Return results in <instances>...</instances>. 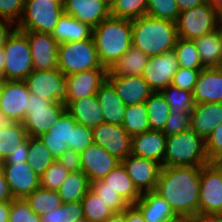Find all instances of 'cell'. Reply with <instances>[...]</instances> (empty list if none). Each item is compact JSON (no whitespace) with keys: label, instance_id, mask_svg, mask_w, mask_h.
Returning <instances> with one entry per match:
<instances>
[{"label":"cell","instance_id":"cell-59","mask_svg":"<svg viewBox=\"0 0 222 222\" xmlns=\"http://www.w3.org/2000/svg\"><path fill=\"white\" fill-rule=\"evenodd\" d=\"M180 13L205 3L207 0H175Z\"/></svg>","mask_w":222,"mask_h":222},{"label":"cell","instance_id":"cell-62","mask_svg":"<svg viewBox=\"0 0 222 222\" xmlns=\"http://www.w3.org/2000/svg\"><path fill=\"white\" fill-rule=\"evenodd\" d=\"M105 222H125V209L120 213H114Z\"/></svg>","mask_w":222,"mask_h":222},{"label":"cell","instance_id":"cell-63","mask_svg":"<svg viewBox=\"0 0 222 222\" xmlns=\"http://www.w3.org/2000/svg\"><path fill=\"white\" fill-rule=\"evenodd\" d=\"M4 64H5V54L3 47L0 48V77L3 79V71H4Z\"/></svg>","mask_w":222,"mask_h":222},{"label":"cell","instance_id":"cell-64","mask_svg":"<svg viewBox=\"0 0 222 222\" xmlns=\"http://www.w3.org/2000/svg\"><path fill=\"white\" fill-rule=\"evenodd\" d=\"M211 2L217 15H222V0H212Z\"/></svg>","mask_w":222,"mask_h":222},{"label":"cell","instance_id":"cell-13","mask_svg":"<svg viewBox=\"0 0 222 222\" xmlns=\"http://www.w3.org/2000/svg\"><path fill=\"white\" fill-rule=\"evenodd\" d=\"M93 142L121 161L132 152V137L122 125L99 124L92 129Z\"/></svg>","mask_w":222,"mask_h":222},{"label":"cell","instance_id":"cell-3","mask_svg":"<svg viewBox=\"0 0 222 222\" xmlns=\"http://www.w3.org/2000/svg\"><path fill=\"white\" fill-rule=\"evenodd\" d=\"M177 39L175 22L147 15L132 20V46L148 57L173 50Z\"/></svg>","mask_w":222,"mask_h":222},{"label":"cell","instance_id":"cell-41","mask_svg":"<svg viewBox=\"0 0 222 222\" xmlns=\"http://www.w3.org/2000/svg\"><path fill=\"white\" fill-rule=\"evenodd\" d=\"M28 137L23 123L15 122L8 128L0 130V163L16 149V146Z\"/></svg>","mask_w":222,"mask_h":222},{"label":"cell","instance_id":"cell-48","mask_svg":"<svg viewBox=\"0 0 222 222\" xmlns=\"http://www.w3.org/2000/svg\"><path fill=\"white\" fill-rule=\"evenodd\" d=\"M191 112L169 114L162 132L166 136L177 135L190 129Z\"/></svg>","mask_w":222,"mask_h":222},{"label":"cell","instance_id":"cell-9","mask_svg":"<svg viewBox=\"0 0 222 222\" xmlns=\"http://www.w3.org/2000/svg\"><path fill=\"white\" fill-rule=\"evenodd\" d=\"M65 111L66 105L64 103L52 102L30 93L26 116L22 122L28 136L39 137L46 133Z\"/></svg>","mask_w":222,"mask_h":222},{"label":"cell","instance_id":"cell-18","mask_svg":"<svg viewBox=\"0 0 222 222\" xmlns=\"http://www.w3.org/2000/svg\"><path fill=\"white\" fill-rule=\"evenodd\" d=\"M81 171L90 183L103 179L111 170L121 163L116 156L110 155L102 146L92 143L80 153Z\"/></svg>","mask_w":222,"mask_h":222},{"label":"cell","instance_id":"cell-56","mask_svg":"<svg viewBox=\"0 0 222 222\" xmlns=\"http://www.w3.org/2000/svg\"><path fill=\"white\" fill-rule=\"evenodd\" d=\"M15 29L16 25L14 23L9 20L0 18V48L5 45L8 37Z\"/></svg>","mask_w":222,"mask_h":222},{"label":"cell","instance_id":"cell-32","mask_svg":"<svg viewBox=\"0 0 222 222\" xmlns=\"http://www.w3.org/2000/svg\"><path fill=\"white\" fill-rule=\"evenodd\" d=\"M148 58L140 49L131 46L109 71L115 76H140Z\"/></svg>","mask_w":222,"mask_h":222},{"label":"cell","instance_id":"cell-8","mask_svg":"<svg viewBox=\"0 0 222 222\" xmlns=\"http://www.w3.org/2000/svg\"><path fill=\"white\" fill-rule=\"evenodd\" d=\"M175 24L178 38L195 40L218 29V17L212 2L207 0L195 8L181 12Z\"/></svg>","mask_w":222,"mask_h":222},{"label":"cell","instance_id":"cell-5","mask_svg":"<svg viewBox=\"0 0 222 222\" xmlns=\"http://www.w3.org/2000/svg\"><path fill=\"white\" fill-rule=\"evenodd\" d=\"M58 69L71 75L93 69H107L99 61L93 37L58 45Z\"/></svg>","mask_w":222,"mask_h":222},{"label":"cell","instance_id":"cell-1","mask_svg":"<svg viewBox=\"0 0 222 222\" xmlns=\"http://www.w3.org/2000/svg\"><path fill=\"white\" fill-rule=\"evenodd\" d=\"M200 177L201 167H162L155 192L185 219L199 212Z\"/></svg>","mask_w":222,"mask_h":222},{"label":"cell","instance_id":"cell-47","mask_svg":"<svg viewBox=\"0 0 222 222\" xmlns=\"http://www.w3.org/2000/svg\"><path fill=\"white\" fill-rule=\"evenodd\" d=\"M9 222H41V216L31 210L24 198H13L10 201Z\"/></svg>","mask_w":222,"mask_h":222},{"label":"cell","instance_id":"cell-12","mask_svg":"<svg viewBox=\"0 0 222 222\" xmlns=\"http://www.w3.org/2000/svg\"><path fill=\"white\" fill-rule=\"evenodd\" d=\"M199 212L222 214V172L212 162L201 167Z\"/></svg>","mask_w":222,"mask_h":222},{"label":"cell","instance_id":"cell-24","mask_svg":"<svg viewBox=\"0 0 222 222\" xmlns=\"http://www.w3.org/2000/svg\"><path fill=\"white\" fill-rule=\"evenodd\" d=\"M166 135L162 131L149 130L132 137L131 154L159 163L163 167Z\"/></svg>","mask_w":222,"mask_h":222},{"label":"cell","instance_id":"cell-65","mask_svg":"<svg viewBox=\"0 0 222 222\" xmlns=\"http://www.w3.org/2000/svg\"><path fill=\"white\" fill-rule=\"evenodd\" d=\"M212 163L222 172V154L216 157Z\"/></svg>","mask_w":222,"mask_h":222},{"label":"cell","instance_id":"cell-50","mask_svg":"<svg viewBox=\"0 0 222 222\" xmlns=\"http://www.w3.org/2000/svg\"><path fill=\"white\" fill-rule=\"evenodd\" d=\"M24 4L25 0H0V18L17 25L22 17Z\"/></svg>","mask_w":222,"mask_h":222},{"label":"cell","instance_id":"cell-68","mask_svg":"<svg viewBox=\"0 0 222 222\" xmlns=\"http://www.w3.org/2000/svg\"><path fill=\"white\" fill-rule=\"evenodd\" d=\"M163 222H184V219L181 217L175 218V219H171V220H166Z\"/></svg>","mask_w":222,"mask_h":222},{"label":"cell","instance_id":"cell-36","mask_svg":"<svg viewBox=\"0 0 222 222\" xmlns=\"http://www.w3.org/2000/svg\"><path fill=\"white\" fill-rule=\"evenodd\" d=\"M36 215H42L62 205L58 191L38 187L24 198Z\"/></svg>","mask_w":222,"mask_h":222},{"label":"cell","instance_id":"cell-51","mask_svg":"<svg viewBox=\"0 0 222 222\" xmlns=\"http://www.w3.org/2000/svg\"><path fill=\"white\" fill-rule=\"evenodd\" d=\"M200 71L179 67L173 76L171 85L181 90L193 92Z\"/></svg>","mask_w":222,"mask_h":222},{"label":"cell","instance_id":"cell-49","mask_svg":"<svg viewBox=\"0 0 222 222\" xmlns=\"http://www.w3.org/2000/svg\"><path fill=\"white\" fill-rule=\"evenodd\" d=\"M93 143L92 129L77 123L72 130L71 150L81 153Z\"/></svg>","mask_w":222,"mask_h":222},{"label":"cell","instance_id":"cell-66","mask_svg":"<svg viewBox=\"0 0 222 222\" xmlns=\"http://www.w3.org/2000/svg\"><path fill=\"white\" fill-rule=\"evenodd\" d=\"M217 17H218V29L222 33V15H217Z\"/></svg>","mask_w":222,"mask_h":222},{"label":"cell","instance_id":"cell-53","mask_svg":"<svg viewBox=\"0 0 222 222\" xmlns=\"http://www.w3.org/2000/svg\"><path fill=\"white\" fill-rule=\"evenodd\" d=\"M58 161L69 171L79 172L81 171V156L79 152L71 149H67L58 158Z\"/></svg>","mask_w":222,"mask_h":222},{"label":"cell","instance_id":"cell-2","mask_svg":"<svg viewBox=\"0 0 222 222\" xmlns=\"http://www.w3.org/2000/svg\"><path fill=\"white\" fill-rule=\"evenodd\" d=\"M101 65L108 70L132 46V20L109 16L92 29Z\"/></svg>","mask_w":222,"mask_h":222},{"label":"cell","instance_id":"cell-15","mask_svg":"<svg viewBox=\"0 0 222 222\" xmlns=\"http://www.w3.org/2000/svg\"><path fill=\"white\" fill-rule=\"evenodd\" d=\"M27 35L33 61V70L48 71L58 68L59 43L51 34L22 31Z\"/></svg>","mask_w":222,"mask_h":222},{"label":"cell","instance_id":"cell-37","mask_svg":"<svg viewBox=\"0 0 222 222\" xmlns=\"http://www.w3.org/2000/svg\"><path fill=\"white\" fill-rule=\"evenodd\" d=\"M83 217L87 222H105L115 212L101 197L89 189L81 200Z\"/></svg>","mask_w":222,"mask_h":222},{"label":"cell","instance_id":"cell-38","mask_svg":"<svg viewBox=\"0 0 222 222\" xmlns=\"http://www.w3.org/2000/svg\"><path fill=\"white\" fill-rule=\"evenodd\" d=\"M55 159L39 137L29 136V149L26 161L34 172L41 176Z\"/></svg>","mask_w":222,"mask_h":222},{"label":"cell","instance_id":"cell-45","mask_svg":"<svg viewBox=\"0 0 222 222\" xmlns=\"http://www.w3.org/2000/svg\"><path fill=\"white\" fill-rule=\"evenodd\" d=\"M179 14L180 11L175 0H147V16L176 22Z\"/></svg>","mask_w":222,"mask_h":222},{"label":"cell","instance_id":"cell-16","mask_svg":"<svg viewBox=\"0 0 222 222\" xmlns=\"http://www.w3.org/2000/svg\"><path fill=\"white\" fill-rule=\"evenodd\" d=\"M13 198H25L40 187V176L27 161L17 164H0Z\"/></svg>","mask_w":222,"mask_h":222},{"label":"cell","instance_id":"cell-46","mask_svg":"<svg viewBox=\"0 0 222 222\" xmlns=\"http://www.w3.org/2000/svg\"><path fill=\"white\" fill-rule=\"evenodd\" d=\"M69 173L58 159L54 160L48 169L40 176V187L57 191Z\"/></svg>","mask_w":222,"mask_h":222},{"label":"cell","instance_id":"cell-67","mask_svg":"<svg viewBox=\"0 0 222 222\" xmlns=\"http://www.w3.org/2000/svg\"><path fill=\"white\" fill-rule=\"evenodd\" d=\"M109 8L115 3V0H102Z\"/></svg>","mask_w":222,"mask_h":222},{"label":"cell","instance_id":"cell-19","mask_svg":"<svg viewBox=\"0 0 222 222\" xmlns=\"http://www.w3.org/2000/svg\"><path fill=\"white\" fill-rule=\"evenodd\" d=\"M108 69H93L65 76L67 82V106L71 101L94 96L107 80Z\"/></svg>","mask_w":222,"mask_h":222},{"label":"cell","instance_id":"cell-60","mask_svg":"<svg viewBox=\"0 0 222 222\" xmlns=\"http://www.w3.org/2000/svg\"><path fill=\"white\" fill-rule=\"evenodd\" d=\"M10 201L0 203V222H9Z\"/></svg>","mask_w":222,"mask_h":222},{"label":"cell","instance_id":"cell-70","mask_svg":"<svg viewBox=\"0 0 222 222\" xmlns=\"http://www.w3.org/2000/svg\"><path fill=\"white\" fill-rule=\"evenodd\" d=\"M2 82H3V79L0 77V91H1Z\"/></svg>","mask_w":222,"mask_h":222},{"label":"cell","instance_id":"cell-69","mask_svg":"<svg viewBox=\"0 0 222 222\" xmlns=\"http://www.w3.org/2000/svg\"><path fill=\"white\" fill-rule=\"evenodd\" d=\"M219 68L222 69V52H221V57H220V64H219Z\"/></svg>","mask_w":222,"mask_h":222},{"label":"cell","instance_id":"cell-33","mask_svg":"<svg viewBox=\"0 0 222 222\" xmlns=\"http://www.w3.org/2000/svg\"><path fill=\"white\" fill-rule=\"evenodd\" d=\"M90 189V181L82 171L70 172L57 190L62 203L81 201Z\"/></svg>","mask_w":222,"mask_h":222},{"label":"cell","instance_id":"cell-57","mask_svg":"<svg viewBox=\"0 0 222 222\" xmlns=\"http://www.w3.org/2000/svg\"><path fill=\"white\" fill-rule=\"evenodd\" d=\"M125 222H146L141 211L134 205L130 204L125 208Z\"/></svg>","mask_w":222,"mask_h":222},{"label":"cell","instance_id":"cell-39","mask_svg":"<svg viewBox=\"0 0 222 222\" xmlns=\"http://www.w3.org/2000/svg\"><path fill=\"white\" fill-rule=\"evenodd\" d=\"M173 50L179 67L194 70L204 69L194 40L178 38Z\"/></svg>","mask_w":222,"mask_h":222},{"label":"cell","instance_id":"cell-25","mask_svg":"<svg viewBox=\"0 0 222 222\" xmlns=\"http://www.w3.org/2000/svg\"><path fill=\"white\" fill-rule=\"evenodd\" d=\"M222 123V103H196L191 111L190 128L204 140Z\"/></svg>","mask_w":222,"mask_h":222},{"label":"cell","instance_id":"cell-22","mask_svg":"<svg viewBox=\"0 0 222 222\" xmlns=\"http://www.w3.org/2000/svg\"><path fill=\"white\" fill-rule=\"evenodd\" d=\"M64 13L94 28L110 16V8L102 0H64Z\"/></svg>","mask_w":222,"mask_h":222},{"label":"cell","instance_id":"cell-71","mask_svg":"<svg viewBox=\"0 0 222 222\" xmlns=\"http://www.w3.org/2000/svg\"><path fill=\"white\" fill-rule=\"evenodd\" d=\"M57 1L61 2L62 4H64V0H57Z\"/></svg>","mask_w":222,"mask_h":222},{"label":"cell","instance_id":"cell-42","mask_svg":"<svg viewBox=\"0 0 222 222\" xmlns=\"http://www.w3.org/2000/svg\"><path fill=\"white\" fill-rule=\"evenodd\" d=\"M83 219L81 201L63 203L52 211L41 215V222H77Z\"/></svg>","mask_w":222,"mask_h":222},{"label":"cell","instance_id":"cell-14","mask_svg":"<svg viewBox=\"0 0 222 222\" xmlns=\"http://www.w3.org/2000/svg\"><path fill=\"white\" fill-rule=\"evenodd\" d=\"M29 90L24 81L3 80L0 110L14 122L22 123L29 103Z\"/></svg>","mask_w":222,"mask_h":222},{"label":"cell","instance_id":"cell-10","mask_svg":"<svg viewBox=\"0 0 222 222\" xmlns=\"http://www.w3.org/2000/svg\"><path fill=\"white\" fill-rule=\"evenodd\" d=\"M23 81L32 94L52 102H67L66 78L58 68L48 71L33 70Z\"/></svg>","mask_w":222,"mask_h":222},{"label":"cell","instance_id":"cell-58","mask_svg":"<svg viewBox=\"0 0 222 222\" xmlns=\"http://www.w3.org/2000/svg\"><path fill=\"white\" fill-rule=\"evenodd\" d=\"M12 200L13 197L9 191L8 183L0 166V203Z\"/></svg>","mask_w":222,"mask_h":222},{"label":"cell","instance_id":"cell-52","mask_svg":"<svg viewBox=\"0 0 222 222\" xmlns=\"http://www.w3.org/2000/svg\"><path fill=\"white\" fill-rule=\"evenodd\" d=\"M205 151L210 162L222 154V123L205 139Z\"/></svg>","mask_w":222,"mask_h":222},{"label":"cell","instance_id":"cell-26","mask_svg":"<svg viewBox=\"0 0 222 222\" xmlns=\"http://www.w3.org/2000/svg\"><path fill=\"white\" fill-rule=\"evenodd\" d=\"M96 97L101 106L104 123L122 125L126 106L108 80L98 89Z\"/></svg>","mask_w":222,"mask_h":222},{"label":"cell","instance_id":"cell-7","mask_svg":"<svg viewBox=\"0 0 222 222\" xmlns=\"http://www.w3.org/2000/svg\"><path fill=\"white\" fill-rule=\"evenodd\" d=\"M5 64L3 80L23 81L33 71V61L27 35L15 29L3 46Z\"/></svg>","mask_w":222,"mask_h":222},{"label":"cell","instance_id":"cell-27","mask_svg":"<svg viewBox=\"0 0 222 222\" xmlns=\"http://www.w3.org/2000/svg\"><path fill=\"white\" fill-rule=\"evenodd\" d=\"M66 111L77 123L90 129L104 123L101 106L96 95L71 101L66 106Z\"/></svg>","mask_w":222,"mask_h":222},{"label":"cell","instance_id":"cell-11","mask_svg":"<svg viewBox=\"0 0 222 222\" xmlns=\"http://www.w3.org/2000/svg\"><path fill=\"white\" fill-rule=\"evenodd\" d=\"M179 69L174 50L151 56L143 69L142 77L153 92H161L172 84L173 76Z\"/></svg>","mask_w":222,"mask_h":222},{"label":"cell","instance_id":"cell-61","mask_svg":"<svg viewBox=\"0 0 222 222\" xmlns=\"http://www.w3.org/2000/svg\"><path fill=\"white\" fill-rule=\"evenodd\" d=\"M15 122L7 117L3 111L0 110V130L5 129L13 125Z\"/></svg>","mask_w":222,"mask_h":222},{"label":"cell","instance_id":"cell-72","mask_svg":"<svg viewBox=\"0 0 222 222\" xmlns=\"http://www.w3.org/2000/svg\"><path fill=\"white\" fill-rule=\"evenodd\" d=\"M77 222H87V221L83 219V220H80V221H77Z\"/></svg>","mask_w":222,"mask_h":222},{"label":"cell","instance_id":"cell-4","mask_svg":"<svg viewBox=\"0 0 222 222\" xmlns=\"http://www.w3.org/2000/svg\"><path fill=\"white\" fill-rule=\"evenodd\" d=\"M210 161L205 151V140L191 128L166 137L163 167H202Z\"/></svg>","mask_w":222,"mask_h":222},{"label":"cell","instance_id":"cell-21","mask_svg":"<svg viewBox=\"0 0 222 222\" xmlns=\"http://www.w3.org/2000/svg\"><path fill=\"white\" fill-rule=\"evenodd\" d=\"M107 80L113 85L125 106L145 103L153 92L140 76H115L108 70Z\"/></svg>","mask_w":222,"mask_h":222},{"label":"cell","instance_id":"cell-6","mask_svg":"<svg viewBox=\"0 0 222 222\" xmlns=\"http://www.w3.org/2000/svg\"><path fill=\"white\" fill-rule=\"evenodd\" d=\"M63 13V4L57 0H25L16 29L51 34Z\"/></svg>","mask_w":222,"mask_h":222},{"label":"cell","instance_id":"cell-17","mask_svg":"<svg viewBox=\"0 0 222 222\" xmlns=\"http://www.w3.org/2000/svg\"><path fill=\"white\" fill-rule=\"evenodd\" d=\"M137 190L142 194L155 191L162 166L132 154L121 161Z\"/></svg>","mask_w":222,"mask_h":222},{"label":"cell","instance_id":"cell-35","mask_svg":"<svg viewBox=\"0 0 222 222\" xmlns=\"http://www.w3.org/2000/svg\"><path fill=\"white\" fill-rule=\"evenodd\" d=\"M122 127L131 136L150 130L145 103L126 106Z\"/></svg>","mask_w":222,"mask_h":222},{"label":"cell","instance_id":"cell-29","mask_svg":"<svg viewBox=\"0 0 222 222\" xmlns=\"http://www.w3.org/2000/svg\"><path fill=\"white\" fill-rule=\"evenodd\" d=\"M92 29L88 24L63 13L51 35L59 44L76 42L91 38Z\"/></svg>","mask_w":222,"mask_h":222},{"label":"cell","instance_id":"cell-28","mask_svg":"<svg viewBox=\"0 0 222 222\" xmlns=\"http://www.w3.org/2000/svg\"><path fill=\"white\" fill-rule=\"evenodd\" d=\"M134 205L141 211L146 222H163L178 218L169 203L155 191L142 193Z\"/></svg>","mask_w":222,"mask_h":222},{"label":"cell","instance_id":"cell-55","mask_svg":"<svg viewBox=\"0 0 222 222\" xmlns=\"http://www.w3.org/2000/svg\"><path fill=\"white\" fill-rule=\"evenodd\" d=\"M184 222H222V214L198 212L185 218Z\"/></svg>","mask_w":222,"mask_h":222},{"label":"cell","instance_id":"cell-44","mask_svg":"<svg viewBox=\"0 0 222 222\" xmlns=\"http://www.w3.org/2000/svg\"><path fill=\"white\" fill-rule=\"evenodd\" d=\"M90 189L96 193L115 213L122 212L129 204L118 194L107 186L103 179L90 183Z\"/></svg>","mask_w":222,"mask_h":222},{"label":"cell","instance_id":"cell-43","mask_svg":"<svg viewBox=\"0 0 222 222\" xmlns=\"http://www.w3.org/2000/svg\"><path fill=\"white\" fill-rule=\"evenodd\" d=\"M147 0H115L110 8V15L123 19L134 20L145 16Z\"/></svg>","mask_w":222,"mask_h":222},{"label":"cell","instance_id":"cell-34","mask_svg":"<svg viewBox=\"0 0 222 222\" xmlns=\"http://www.w3.org/2000/svg\"><path fill=\"white\" fill-rule=\"evenodd\" d=\"M150 130L162 131L170 114L169 104L162 92H152L145 101Z\"/></svg>","mask_w":222,"mask_h":222},{"label":"cell","instance_id":"cell-20","mask_svg":"<svg viewBox=\"0 0 222 222\" xmlns=\"http://www.w3.org/2000/svg\"><path fill=\"white\" fill-rule=\"evenodd\" d=\"M77 121L65 111L46 133L39 136L52 157L57 160L65 150L71 149V136Z\"/></svg>","mask_w":222,"mask_h":222},{"label":"cell","instance_id":"cell-30","mask_svg":"<svg viewBox=\"0 0 222 222\" xmlns=\"http://www.w3.org/2000/svg\"><path fill=\"white\" fill-rule=\"evenodd\" d=\"M204 68H219L222 33L219 29L194 40Z\"/></svg>","mask_w":222,"mask_h":222},{"label":"cell","instance_id":"cell-40","mask_svg":"<svg viewBox=\"0 0 222 222\" xmlns=\"http://www.w3.org/2000/svg\"><path fill=\"white\" fill-rule=\"evenodd\" d=\"M161 92L169 104L171 114L191 112L195 107L194 96L190 91L181 90L178 87L169 85Z\"/></svg>","mask_w":222,"mask_h":222},{"label":"cell","instance_id":"cell-54","mask_svg":"<svg viewBox=\"0 0 222 222\" xmlns=\"http://www.w3.org/2000/svg\"><path fill=\"white\" fill-rule=\"evenodd\" d=\"M29 149V136L16 146V149L4 159L0 164H17L26 161L27 153Z\"/></svg>","mask_w":222,"mask_h":222},{"label":"cell","instance_id":"cell-31","mask_svg":"<svg viewBox=\"0 0 222 222\" xmlns=\"http://www.w3.org/2000/svg\"><path fill=\"white\" fill-rule=\"evenodd\" d=\"M103 180L107 182L108 187L118 192L129 205L135 204L142 195L135 187L122 163L111 170Z\"/></svg>","mask_w":222,"mask_h":222},{"label":"cell","instance_id":"cell-23","mask_svg":"<svg viewBox=\"0 0 222 222\" xmlns=\"http://www.w3.org/2000/svg\"><path fill=\"white\" fill-rule=\"evenodd\" d=\"M192 94L195 103H222V69H202Z\"/></svg>","mask_w":222,"mask_h":222}]
</instances>
